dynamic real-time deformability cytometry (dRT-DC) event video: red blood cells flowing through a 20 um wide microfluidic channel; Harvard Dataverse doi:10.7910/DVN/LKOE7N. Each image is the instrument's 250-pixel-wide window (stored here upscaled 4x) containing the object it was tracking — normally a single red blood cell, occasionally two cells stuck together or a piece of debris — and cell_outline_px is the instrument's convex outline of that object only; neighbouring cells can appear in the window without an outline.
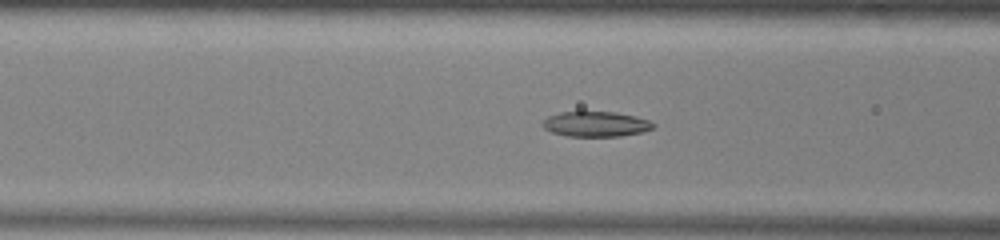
{"species": "common noctule bat (a hibernating species)", "species_latin": "Nyctalus noctula", "temperature_condition": "warm", "stored_images_in_passage": 48, "camera_frame_rate_fps": 3000, "um_per_image_px": 0.085, "animal": {"sex": "male", "body_mass_g": 13.0, "forearm_length_mm": 53.1}, "frame": {"image": 1, "passage_image": 16, "time_ms": 5.0, "image_size_px": [1000, 240], "cell_outline_px": [[656, 124], [652, 128], [644, 132], [620, 136], [568, 136], [552, 132], [544, 128], [540, 124], [548, 116], [560, 112], [616, 112], [636, 116], [648, 120]], "centroid_in_image_um": [50.65, 10.54], "position_along_channel_um": 115.9, "area_um2": 16.24}}
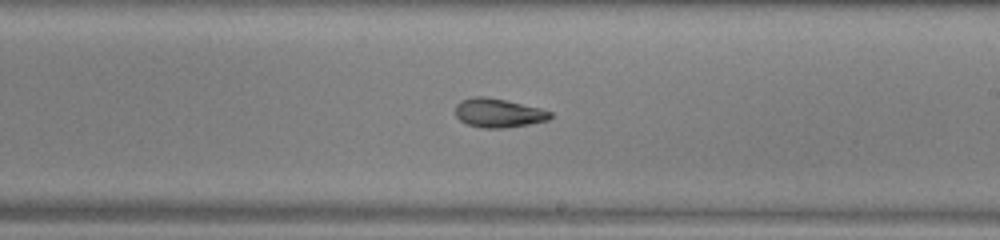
{"frame": {"image": 2, "passage_image": 26, "time_ms": 8.333, "image_size_px": [1000, 240], "cell_outline_px": [[552, 116], [548, 120], [528, 124], [500, 128], [484, 128], [468, 124], [460, 120], [456, 116], [456, 104], [460, 100], [472, 96], [484, 96], [504, 100], [540, 108], [552, 112]], "centroid_in_image_um": [42.34, 9.59], "position_along_channel_um": 246.7, "area_um2": 15.84}}
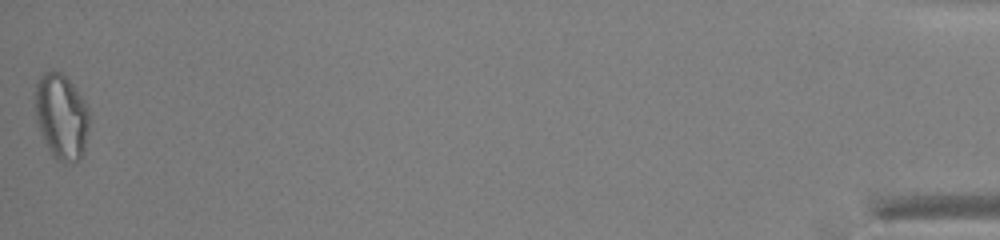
{"frame": {"image": 3, "passage_image": 48, "time_ms": 15.667, "image_size_px": [1000, 240], "cell_outline_px": [[88, 128], [84, 152], [80, 160], [72, 164], [64, 164], [56, 160], [52, 156], [40, 132], [36, 120], [36, 84], [40, 76], [44, 72], [60, 72], [72, 84], [84, 100], [88, 108]], "centroid_in_image_um": [5.23, 9.98], "position_along_channel_um": 430.0, "area_um2": 26.93}, "authors_computed_cell_mechanics": {"area_um2": 17.8024, "velocity_mm_per_s": 3.9269, "shape_relaxation_time_tau1_ms": 8.5287, "shape_relaxation_time_tau2_ms": 3.4194, "deformation_change_tau1": 0.203, "deformation_change_tau2": 0.1007}}